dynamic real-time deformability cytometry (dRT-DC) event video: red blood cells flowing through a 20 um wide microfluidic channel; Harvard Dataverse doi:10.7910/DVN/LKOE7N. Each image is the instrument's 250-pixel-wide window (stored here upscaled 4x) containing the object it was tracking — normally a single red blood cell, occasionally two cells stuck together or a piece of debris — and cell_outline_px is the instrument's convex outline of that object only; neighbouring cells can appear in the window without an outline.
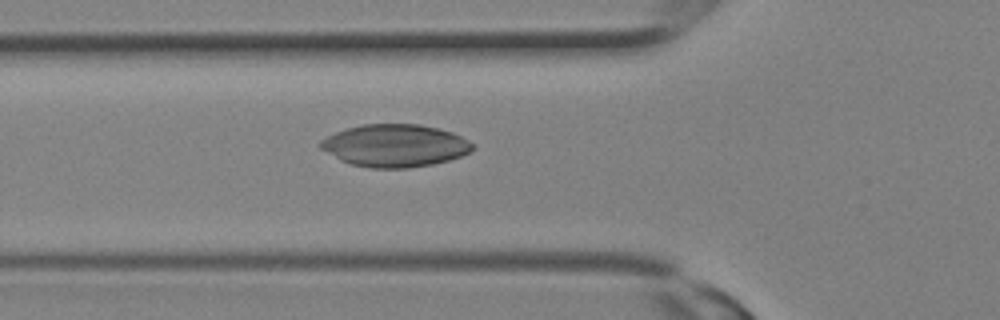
{"species": "Egyptian fruit bat (a non-hibernating species)", "species_latin": "Rousettus aegyptiacus", "temperature_condition": "room temperature", "stored_images_in_passage": 15, "camera_frame_rate_fps": 3000, "um_per_image_px": 0.085, "animal": {"sex": "female"}, "frame": {"image": 1, "passage_image": 11, "time_ms": 3.333, "image_size_px": [1000, 320], "cell_outline_px": [[476, 144], [468, 152], [460, 156], [448, 160], [432, 164], [408, 168], [368, 168], [352, 164], [340, 160], [320, 148], [320, 140], [336, 132], [348, 128], [364, 124], [420, 124], [452, 132]], "centroid_in_image_um": [33.57, 12.38], "position_along_channel_um": 92.2, "area_um2": 37.45}}
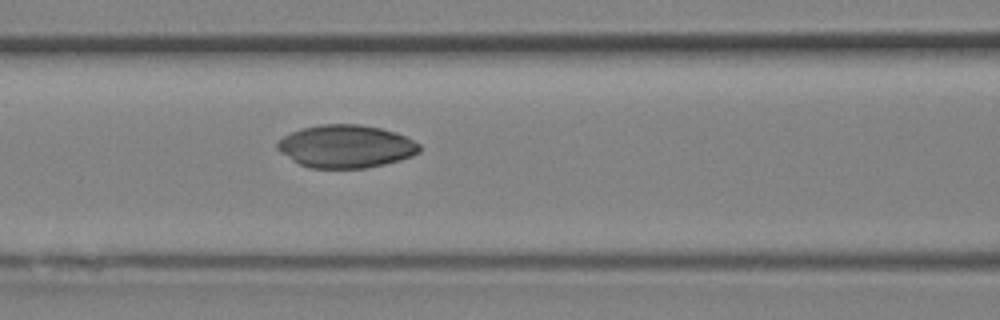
{"frame": {"image": 2, "passage_image": 13, "time_ms": 4.0, "image_size_px": [1000, 320], "cell_outline_px": [[420, 152], [412, 156], [400, 160], [384, 164], [364, 168], [308, 168], [292, 160], [280, 152], [276, 148], [276, 144], [284, 136], [292, 132], [304, 128], [320, 124], [360, 124], [380, 128], [404, 136], [420, 144]], "centroid_in_image_um": [29.39, 12.45], "position_along_channel_um": 137.2, "area_um2": 35.32}}
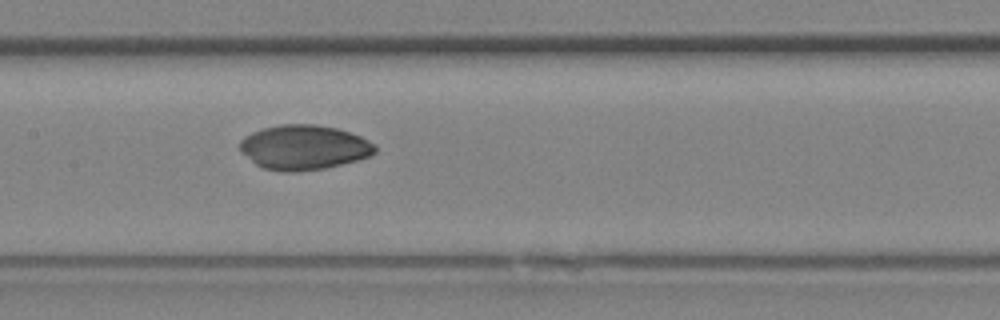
{"frame": {"image": 3, "passage_image": 15, "time_ms": 4.667, "image_size_px": [1000, 320], "cell_outline_px": [[376, 152], [368, 156], [356, 160], [324, 168], [296, 172], [280, 172], [264, 168], [256, 164], [240, 152], [240, 140], [244, 136], [252, 132], [264, 128], [280, 124], [316, 124], [336, 128], [360, 136], [376, 144]], "centroid_in_image_um": [25.81, 12.52], "position_along_channel_um": 181.6, "area_um2": 35.2}}